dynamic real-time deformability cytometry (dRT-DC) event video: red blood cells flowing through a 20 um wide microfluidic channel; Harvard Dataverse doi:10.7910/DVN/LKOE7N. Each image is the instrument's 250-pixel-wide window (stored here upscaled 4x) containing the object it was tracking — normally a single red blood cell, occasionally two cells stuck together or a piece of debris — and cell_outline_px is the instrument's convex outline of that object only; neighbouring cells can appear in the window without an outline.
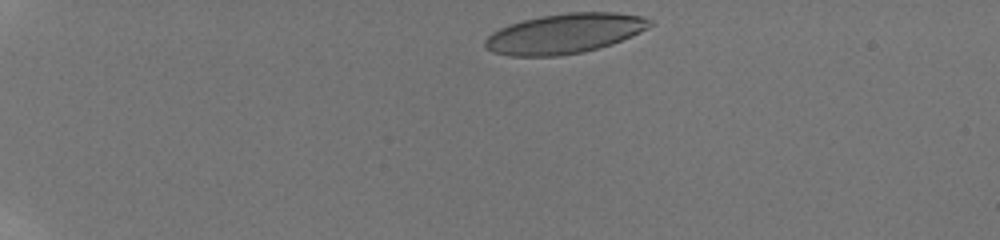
{"species": "human", "species_latin": "Homo sapiens", "temperature_condition": "room temperature", "stored_images_in_passage": 50, "camera_frame_rate_fps": 3000, "um_per_image_px": 0.085, "donor": {"sex": "male"}, "frame": {"image": 1, "passage_image": 1, "time_ms": 0.0, "image_size_px": [1000, 240], "cell_outline_px": [[652, 24], [648, 28], [632, 36], [612, 44], [584, 52], [560, 56], [508, 56], [492, 52], [484, 48], [484, 40], [492, 32], [508, 24], [540, 16], [568, 12], [616, 12], [644, 16], [652, 20]], "centroid_in_image_um": [47.99, 2.85], "position_along_channel_um": 37.0, "area_um2": 38.67}}
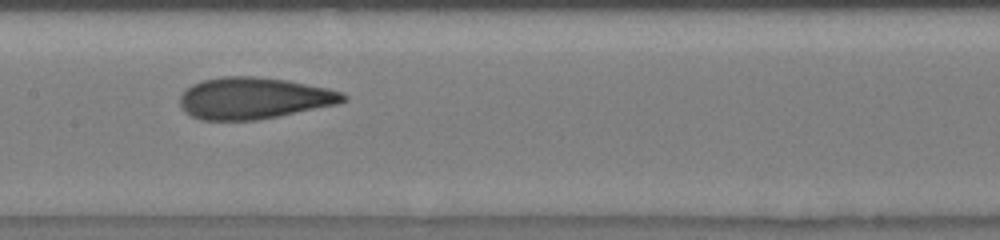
{"frame": {"image": 2, "passage_image": 22, "time_ms": 6.333, "image_size_px": [1000, 240], "cell_outline_px": [[348, 100], [336, 104], [256, 120], [200, 120], [184, 112], [180, 104], [180, 96], [192, 84], [204, 80], [224, 76], [256, 76], [288, 80], [328, 88], [344, 92], [348, 96]], "centroid_in_image_um": [21.58, 8.34], "position_along_channel_um": 185.8, "area_um2": 39.48}}
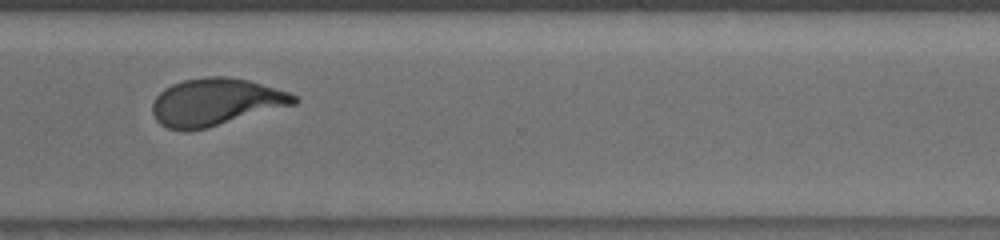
{"frame": {"image": 3, "passage_image": 38, "time_ms": 10.667, "image_size_px": [1000, 240], "cell_outline_px": [[300, 100], [296, 104], [208, 128], [188, 132], [184, 132], [168, 128], [160, 124], [156, 120], [152, 112], [152, 104], [156, 96], [164, 88], [172, 84], [184, 80], [208, 76], [228, 76], [248, 80], [288, 92], [296, 96]], "centroid_in_image_um": [18.31, 8.69], "position_along_channel_um": 352.3, "area_um2": 39.3}, "authors_computed_cell_mechanics": {"area_um2": 39.2173, "velocity_mm_per_s": 3.8528, "shape_relaxation_time_tau1_ms": 5.9861, "shape_relaxation_time_tau2_ms": 1.1995, "deformation_change_tau1": 0.2035, "deformation_change_tau2": 0.0814}}